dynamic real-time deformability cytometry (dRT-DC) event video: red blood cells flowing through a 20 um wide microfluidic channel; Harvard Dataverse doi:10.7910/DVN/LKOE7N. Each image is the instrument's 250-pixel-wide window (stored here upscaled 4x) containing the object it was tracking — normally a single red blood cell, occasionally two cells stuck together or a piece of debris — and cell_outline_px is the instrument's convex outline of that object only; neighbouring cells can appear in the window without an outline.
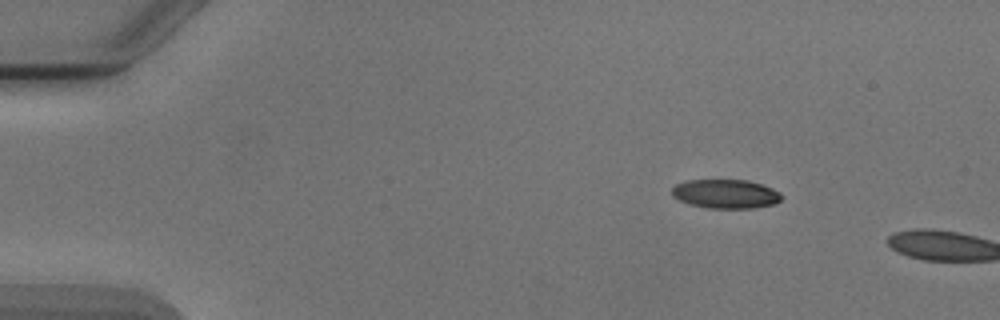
{"species": "Egyptian fruit bat (a non-hibernating species)", "species_latin": "Rousettus aegyptiacus", "temperature_condition": "cold", "stored_images_in_passage": 4, "camera_frame_rate_fps": 3000, "um_per_image_px": 0.085, "animal": {"sex": "male"}, "frame": {"image": 1, "passage_image": 1, "time_ms": 0.0, "image_size_px": [1000, 320], "cell_outline_px": [[784, 196], [776, 204], [752, 208], [708, 208], [688, 204], [672, 196], [672, 188], [676, 184], [688, 180], [748, 180], [772, 188], [780, 192]], "centroid_in_image_um": [61.7, 16.48], "position_along_channel_um": 23.3, "area_um2": 18.61}}